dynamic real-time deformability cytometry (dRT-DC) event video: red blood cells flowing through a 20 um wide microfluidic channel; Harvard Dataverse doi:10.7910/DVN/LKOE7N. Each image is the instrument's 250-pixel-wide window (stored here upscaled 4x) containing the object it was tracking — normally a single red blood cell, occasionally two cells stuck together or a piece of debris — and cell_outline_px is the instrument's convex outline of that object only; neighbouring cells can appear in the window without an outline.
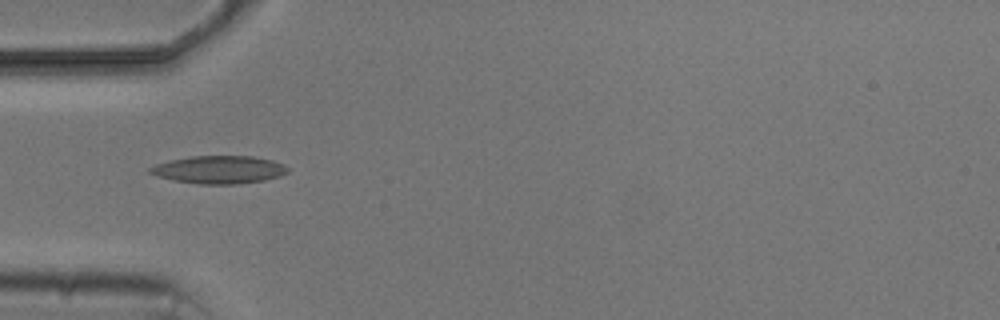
{"species": "common noctule bat (a hibernating species)", "species_latin": "Nyctalus noctula", "temperature_condition": "cold", "stored_images_in_passage": 13, "camera_frame_rate_fps": 3000, "um_per_image_px": 0.085, "animal": {"sex": "male", "body_mass_g": 20.5, "forearm_length_mm": 52.5}, "frame": {"image": 1, "passage_image": 4, "time_ms": 4.667, "image_size_px": [1000, 320], "cell_outline_px": [[288, 172], [280, 176], [264, 180], [236, 184], [200, 184], [172, 180], [156, 176], [148, 172], [148, 168], [156, 164], [168, 160], [192, 156], [252, 156], [272, 160], [284, 164], [288, 168]], "centroid_in_image_um": [18.6, 14.42], "position_along_channel_um": 66.4, "area_um2": 22.43}}
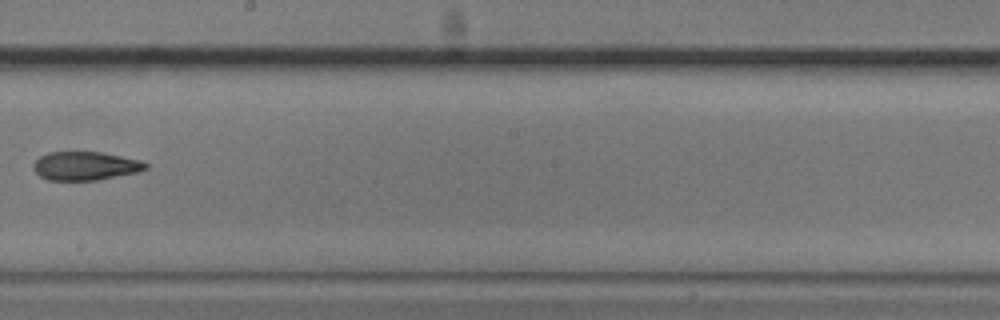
{"frame": {"image": 2, "passage_image": 8, "time_ms": 9.333, "image_size_px": [1000, 320], "cell_outline_px": [[148, 168], [140, 172], [96, 180], [48, 180], [40, 176], [32, 168], [32, 164], [40, 156], [48, 152], [100, 152], [140, 160], [148, 164]], "centroid_in_image_um": [7.25, 14.1], "position_along_channel_um": 241.0, "area_um2": 18.73}}
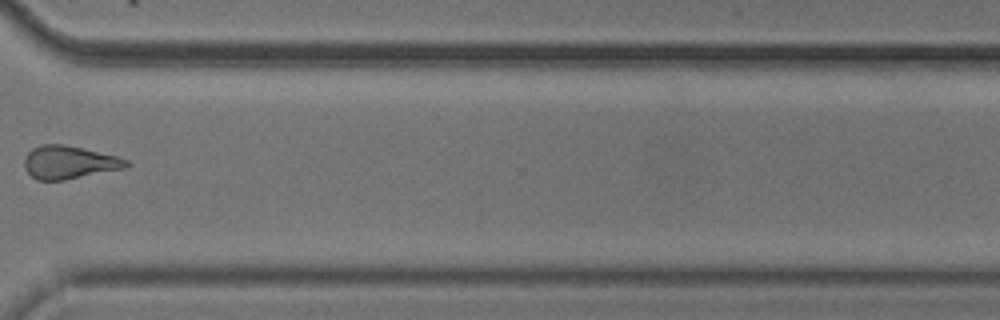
{"frame": {"image": 3, "passage_image": 11, "time_ms": 12.667, "image_size_px": [1000, 320], "cell_outline_px": [[132, 164], [124, 168], [64, 180], [36, 180], [24, 168], [24, 160], [28, 152], [32, 148], [40, 144], [64, 144], [84, 148], [116, 156], [128, 160]], "centroid_in_image_um": [5.86, 13.79], "position_along_channel_um": 364.7, "area_um2": 19.65}}